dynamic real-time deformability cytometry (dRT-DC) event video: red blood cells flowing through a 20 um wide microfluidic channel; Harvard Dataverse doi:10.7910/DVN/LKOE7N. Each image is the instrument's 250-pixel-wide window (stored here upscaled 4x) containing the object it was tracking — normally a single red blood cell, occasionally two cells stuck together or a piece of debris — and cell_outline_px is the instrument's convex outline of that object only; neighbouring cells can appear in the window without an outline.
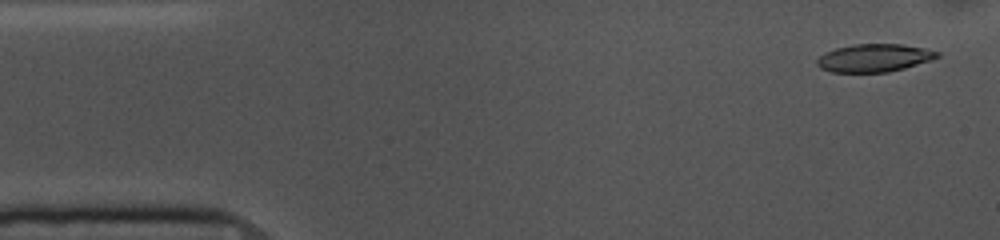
{"species": "common noctule bat (a hibernating species)", "species_latin": "Nyctalus noctula", "temperature_condition": "cold", "stored_images_in_passage": 53, "camera_frame_rate_fps": 3000, "um_per_image_px": 0.085, "animal": {"sex": "female", "body_mass_g": 10.0, "forearm_length_mm": 53.1}, "frame": {"image": 1, "passage_image": 2, "time_ms": 0.333, "image_size_px": [1000, 240], "cell_outline_px": [[940, 56], [932, 60], [904, 68], [888, 72], [832, 72], [820, 68], [816, 64], [816, 60], [824, 52], [836, 48], [856, 44], [904, 44], [924, 48], [940, 52]], "centroid_in_image_um": [74.31, 4.92], "position_along_channel_um": 10.7, "area_um2": 19.59}}
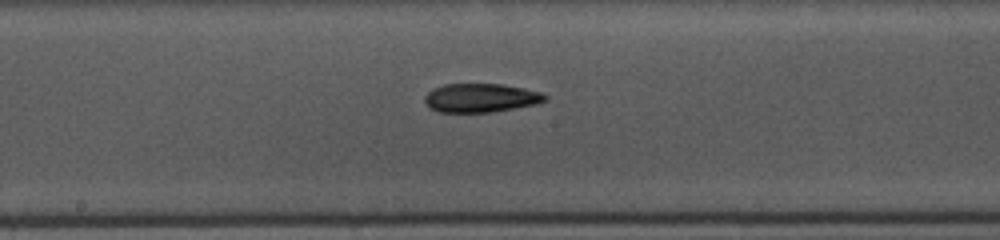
{"frame": {"image": 2, "passage_image": 26, "time_ms": 8.333, "image_size_px": [1000, 240], "cell_outline_px": [[548, 100], [536, 104], [492, 112], [440, 112], [428, 108], [424, 104], [424, 96], [432, 88], [444, 84], [500, 84], [524, 88], [540, 92], [548, 96]], "centroid_in_image_um": [40.83, 8.32], "position_along_channel_um": 207.4, "area_um2": 20.35}}
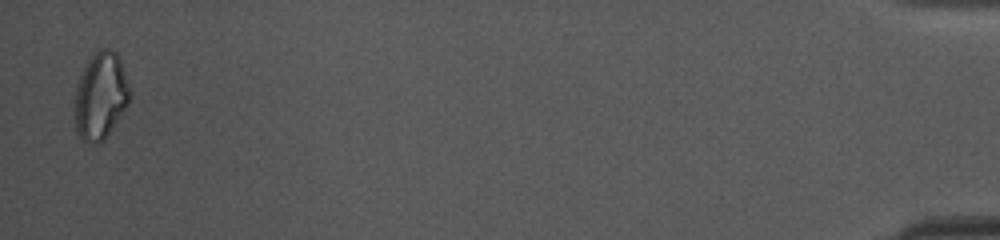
{"frame": {"image": 3, "passage_image": 52, "time_ms": 17.0, "image_size_px": [1000, 240], "cell_outline_px": [[132, 96], [128, 104], [104, 140], [100, 144], [88, 144], [80, 136], [76, 128], [76, 84], [92, 52], [100, 48], [112, 48], [116, 52], [120, 60], [132, 92]], "centroid_in_image_um": [8.58, 8.12], "position_along_channel_um": 426.6, "area_um2": 27.98}, "authors_computed_cell_mechanics": {"area_um2": 20.3456, "velocity_mm_per_s": 3.6553, "shape_relaxation_time_tau1_ms": 6.1305, "shape_relaxation_time_tau2_ms": 8.3617, "deformation_change_tau1": 0.1582, "deformation_change_tau2": 0.1789}}